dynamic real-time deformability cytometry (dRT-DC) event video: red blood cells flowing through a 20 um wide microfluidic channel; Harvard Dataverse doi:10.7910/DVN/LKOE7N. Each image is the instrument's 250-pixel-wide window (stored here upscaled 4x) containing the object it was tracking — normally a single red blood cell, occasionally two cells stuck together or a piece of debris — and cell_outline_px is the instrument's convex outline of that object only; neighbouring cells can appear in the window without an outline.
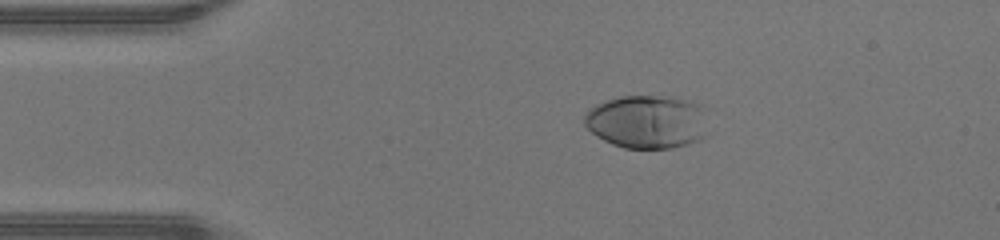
{"species": "human", "species_latin": "Homo sapiens", "temperature_condition": "warm", "stored_images_in_passage": 47, "camera_frame_rate_fps": 3000, "um_per_image_px": 0.085, "donor": {"sex": "male"}, "frame": {"image": 1, "passage_image": 9, "time_ms": 2.667, "image_size_px": [1000, 240], "cell_outline_px": [[704, 136], [700, 140], [688, 144], [672, 148], [624, 148], [612, 144], [596, 136], [584, 124], [584, 116], [596, 104], [620, 96], [672, 96], [704, 104]], "centroid_in_image_um": [55.02, 10.34], "position_along_channel_um": 30.0, "area_um2": 38.55}}
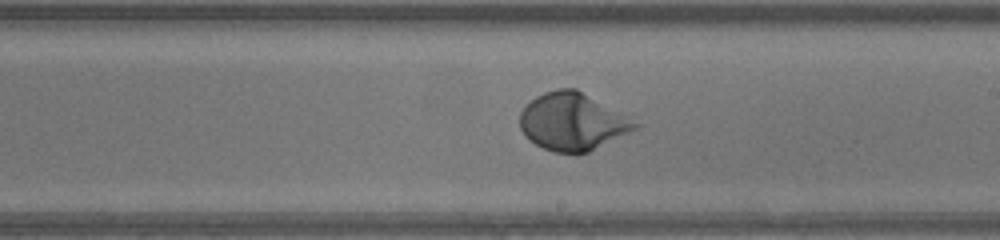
{"frame": {"image": 2, "passage_image": 27, "time_ms": 8.667, "image_size_px": [1000, 240], "cell_outline_px": [[640, 124], [636, 128], [588, 152], [556, 152], [544, 148], [536, 144], [520, 128], [520, 112], [536, 96], [544, 92], [556, 88], [576, 88]], "centroid_in_image_um": [48.63, 10.32], "position_along_channel_um": 240.4, "area_um2": 37.51}}
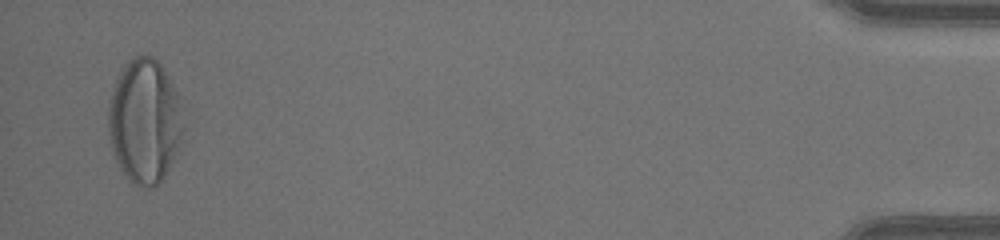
{"frame": {"image": 3, "passage_image": 46, "time_ms": 15.0, "image_size_px": [1000, 240], "cell_outline_px": [[184, 128], [180, 148], [176, 156], [164, 176], [152, 188], [148, 188], [132, 184], [124, 176], [112, 152], [108, 140], [108, 104], [116, 80], [124, 64], [132, 56], [140, 52], [148, 52], [160, 64], [168, 76], [180, 100], [184, 124]], "centroid_in_image_um": [12.28, 10.29], "position_along_channel_um": 422.9, "area_um2": 55.31}, "authors_computed_cell_mechanics": {"area_um2": 38.0902, "velocity_mm_per_s": 4.3391, "shape_relaxation_time_tau1_ms": 2.1926, "shape_relaxation_time_tau2_ms": null, "deformation_change_tau1": 0.2, "deformation_change_tau2": null}}